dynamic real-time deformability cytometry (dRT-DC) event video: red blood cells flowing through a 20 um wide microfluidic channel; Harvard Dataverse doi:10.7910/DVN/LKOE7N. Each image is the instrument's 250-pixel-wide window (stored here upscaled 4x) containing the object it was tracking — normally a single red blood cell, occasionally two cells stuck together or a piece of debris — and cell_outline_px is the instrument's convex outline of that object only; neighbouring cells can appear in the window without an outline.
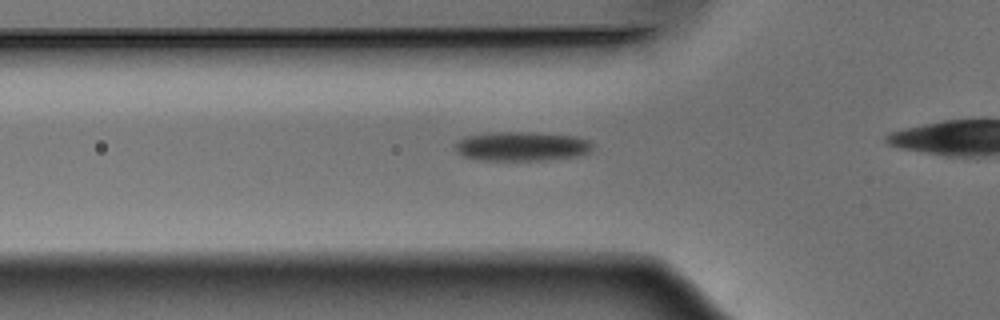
{"species": "Egyptian fruit bat (a non-hibernating species)", "species_latin": "Rousettus aegyptiacus", "temperature_condition": "warm", "stored_images_in_passage": 35, "camera_frame_rate_fps": 3000, "um_per_image_px": 0.085, "animal": {"sex": "male"}, "frame": {"image": 1, "passage_image": 10, "time_ms": 3.0, "image_size_px": [1000, 320], "cell_outline_px": [[592, 148], [588, 152], [576, 156], [544, 160], [476, 160], [464, 156], [456, 152], [452, 144], [464, 136], [496, 132], [524, 132], [572, 136], [588, 140], [592, 144]], "centroid_in_image_um": [44.25, 12.44], "position_along_channel_um": 81.6, "area_um2": 23.35}}
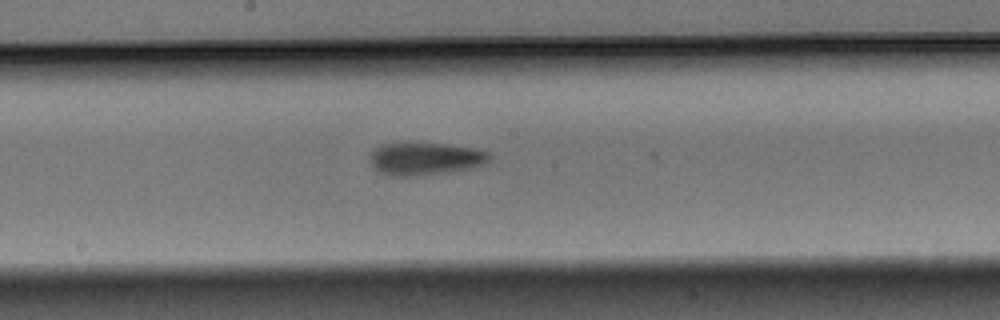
{"frame": {"image": 2, "passage_image": 20, "time_ms": 6.333, "image_size_px": [1000, 320], "cell_outline_px": [[488, 160], [484, 164], [472, 168], [448, 172], [416, 176], [388, 176], [380, 172], [368, 160], [368, 156], [380, 144], [444, 144], [472, 148], [488, 152]], "centroid_in_image_um": [36.1, 13.51], "position_along_channel_um": 212.1, "area_um2": 22.37}}
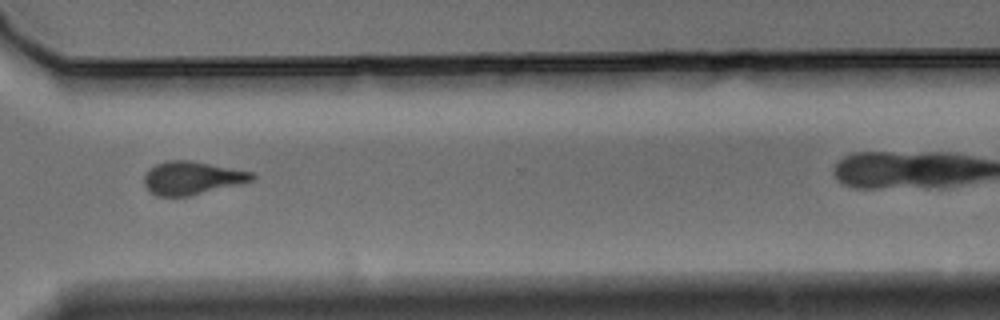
{"frame": {"image": 3, "passage_image": 31, "time_ms": 10.0, "image_size_px": [1000, 320], "cell_outline_px": [[256, 176], [252, 180], [240, 184], [188, 196], [160, 196], [152, 192], [144, 184], [144, 176], [148, 168], [156, 164], [168, 160], [188, 160], [252, 172]], "centroid_in_image_um": [16.29, 15.12], "position_along_channel_um": 354.3, "area_um2": 20.52}}